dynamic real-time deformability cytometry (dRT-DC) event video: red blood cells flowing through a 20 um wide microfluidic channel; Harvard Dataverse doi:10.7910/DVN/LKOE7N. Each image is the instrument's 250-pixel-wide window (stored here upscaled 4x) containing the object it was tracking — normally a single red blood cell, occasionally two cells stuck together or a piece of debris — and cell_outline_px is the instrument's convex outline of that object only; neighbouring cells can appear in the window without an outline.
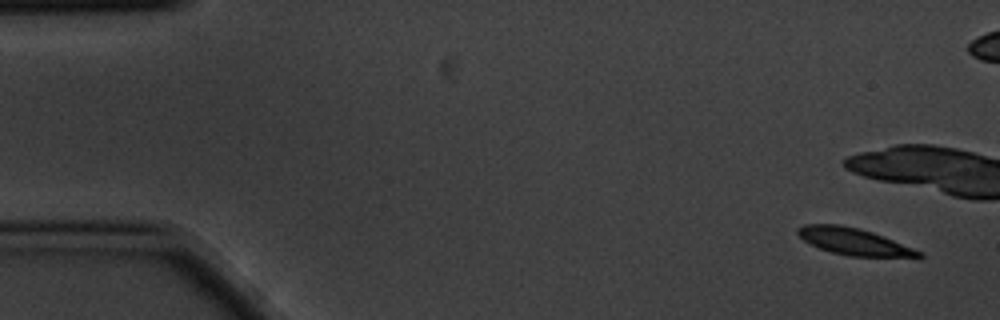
{"species": "common noctule bat (a hibernating species)", "species_latin": "Nyctalus noctula", "temperature_condition": "cold", "stored_images_in_passage": 8, "camera_frame_rate_fps": 3000, "um_per_image_px": 0.085, "animal": {"sex": "male", "body_mass_g": 20.1, "forearm_length_mm": 53.5}, "frame": {"image": 1, "passage_image": 1, "time_ms": 0.0, "image_size_px": [1000, 320], "cell_outline_px": [[924, 256], [920, 260], [916, 260], [848, 256], [832, 252], [820, 248], [804, 240], [796, 232], [796, 228], [804, 224], [840, 224], [860, 228], [884, 236], [924, 252]], "centroid_in_image_um": [72.77, 20.59], "position_along_channel_um": 12.2, "area_um2": 19.88}}